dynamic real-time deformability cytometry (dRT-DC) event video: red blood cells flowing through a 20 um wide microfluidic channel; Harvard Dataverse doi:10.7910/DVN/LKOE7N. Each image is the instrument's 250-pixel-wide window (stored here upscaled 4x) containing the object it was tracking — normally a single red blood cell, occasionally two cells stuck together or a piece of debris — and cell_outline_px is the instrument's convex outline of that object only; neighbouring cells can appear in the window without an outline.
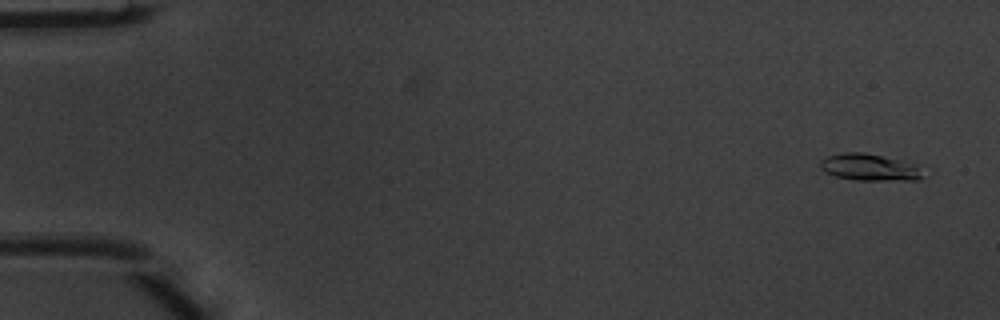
{"species": "common noctule bat (a hibernating species)", "species_latin": "Nyctalus noctula", "temperature_condition": "warm", "stored_images_in_passage": 8, "camera_frame_rate_fps": 3000, "um_per_image_px": 0.085, "animal": {"sex": "male", "body_mass_g": 20.1, "forearm_length_mm": 53.5}, "frame": {"image": 1, "passage_image": 1, "time_ms": 0.0, "image_size_px": [1000, 320], "cell_outline_px": [[924, 176], [916, 180], [856, 180], [836, 176], [820, 168], [820, 160], [828, 156], [844, 152], [860, 152], [880, 156], [916, 164], [924, 172]], "centroid_in_image_um": [73.93, 14.23], "position_along_channel_um": 11.1, "area_um2": 15.84}}
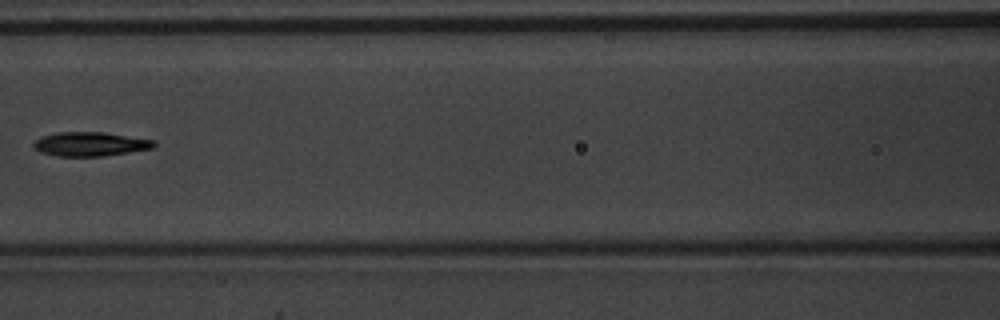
{"frame": {"image": 2, "passage_image": 7, "time_ms": 2.0, "image_size_px": [1000, 320], "cell_outline_px": [[156, 144], [152, 148], [104, 156], [56, 156], [40, 152], [32, 148], [32, 144], [40, 136], [56, 132], [104, 132], [152, 140]], "centroid_in_image_um": [7.58, 12.24], "position_along_channel_um": 159.0, "area_um2": 16.88}}
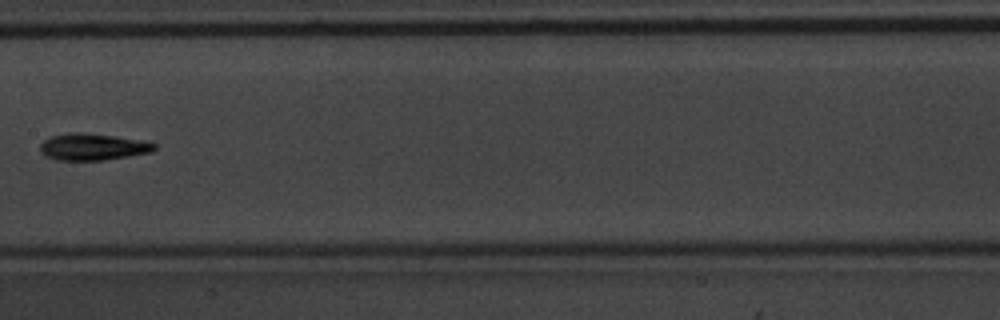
{"frame": {"image": 3, "passage_image": 8, "time_ms": 2.333, "image_size_px": [1000, 320], "cell_outline_px": [[156, 148], [152, 152], [104, 160], [56, 160], [44, 156], [40, 152], [40, 144], [44, 140], [52, 136], [68, 132], [80, 132], [112, 136], [156, 144]], "centroid_in_image_um": [7.8, 12.49], "position_along_channel_um": 199.6, "area_um2": 17.57}}